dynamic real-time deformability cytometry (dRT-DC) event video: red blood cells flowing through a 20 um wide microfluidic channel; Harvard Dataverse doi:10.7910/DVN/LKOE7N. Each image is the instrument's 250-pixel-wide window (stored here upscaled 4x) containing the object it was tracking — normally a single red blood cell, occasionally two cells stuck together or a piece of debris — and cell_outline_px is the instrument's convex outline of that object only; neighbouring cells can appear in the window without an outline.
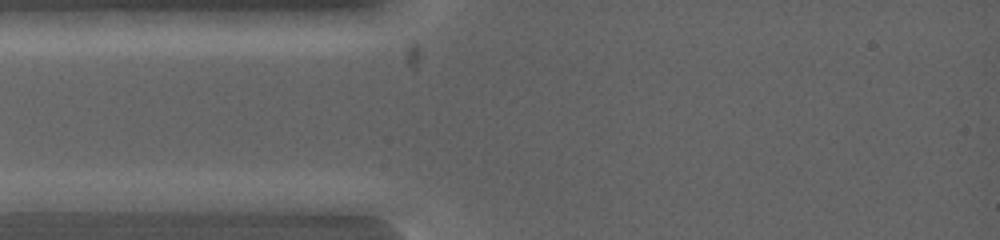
{"species": "common noctule bat (a hibernating species)", "species_latin": "Nyctalus noctula", "temperature_condition": "warm", "stored_images_in_passage": 4, "camera_frame_rate_fps": 5000, "um_per_image_px": 0.085, "animal": {"sex": "female", "body_mass_g": 19.0, "forearm_length_mm": 53.3}, "frame": {"image": 1, "passage_image": 1, "time_ms": 0.0, "image_size_px": [1000, 240], "cell_outline_px": [[124, 200], [88, 212], [16, 212], [12, 200], [20, 192], [96, 192]], "centroid_in_image_um": [5.24, 17.15], "position_along_channel_um": 79.8, "area_um2": 13.41}}